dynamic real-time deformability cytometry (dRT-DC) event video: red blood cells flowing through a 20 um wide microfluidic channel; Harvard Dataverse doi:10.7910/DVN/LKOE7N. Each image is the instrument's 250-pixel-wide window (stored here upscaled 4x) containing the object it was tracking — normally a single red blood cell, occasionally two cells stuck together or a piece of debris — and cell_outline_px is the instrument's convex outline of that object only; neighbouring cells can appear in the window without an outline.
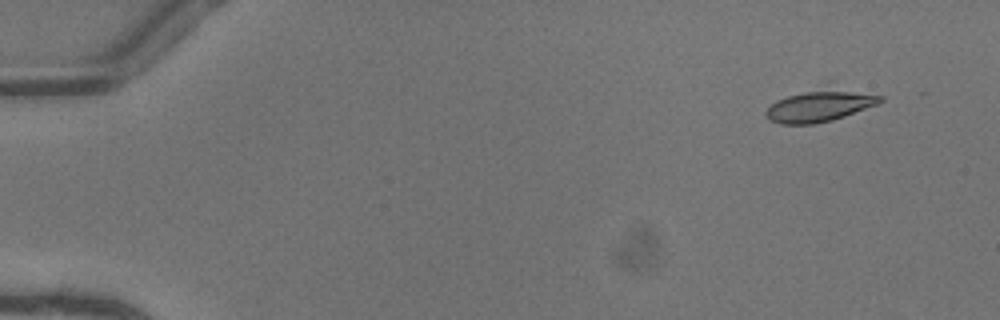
{"species": "common noctule bat (a hibernating species)", "species_latin": "Nyctalus noctula", "temperature_condition": "warm", "stored_images_in_passage": 48, "camera_frame_rate_fps": 3000, "um_per_image_px": 0.085, "animal": {"sex": "female"}, "frame": {"image": 1, "passage_image": 1, "time_ms": 0.0, "image_size_px": [1000, 320], "cell_outline_px": [[884, 100], [876, 104], [844, 116], [832, 120], [812, 124], [780, 124], [768, 120], [764, 116], [764, 112], [776, 100], [828, 80], [884, 96]], "centroid_in_image_um": [69.75, 8.84], "position_along_channel_um": 15.3, "area_um2": 23.24}}
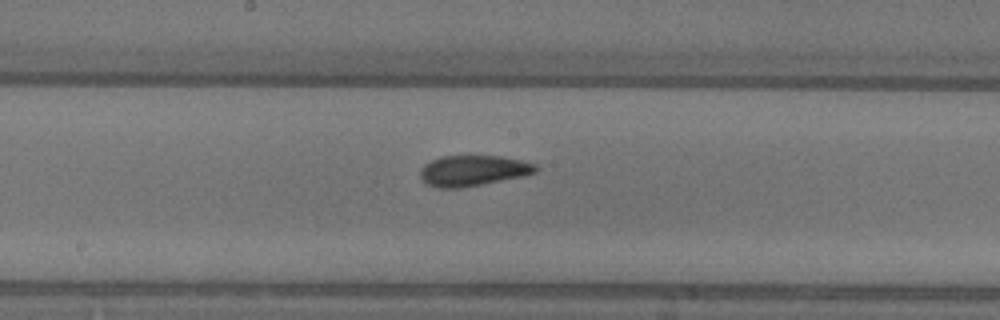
{"frame": {"image": 2, "passage_image": 25, "time_ms": 8.0, "image_size_px": [1000, 320], "cell_outline_px": [[540, 168], [536, 172], [524, 176], [460, 188], [436, 188], [420, 180], [420, 168], [424, 164], [440, 156], [500, 156], [520, 160], [536, 164]], "centroid_in_image_um": [40.19, 14.5], "position_along_channel_um": 208.0, "area_um2": 20.75}}
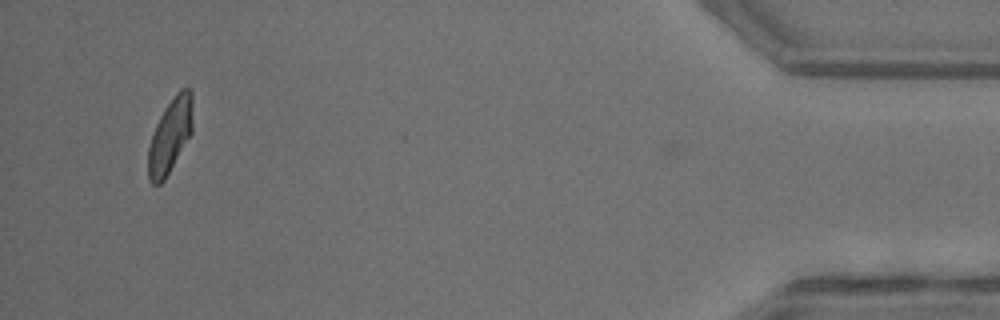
{"frame": {"image": 3, "passage_image": 46, "time_ms": 15.0, "image_size_px": [1000, 320], "cell_outline_px": [[192, 132], [164, 180], [160, 184], [152, 184], [148, 180], [148, 148], [156, 124], [164, 108], [176, 92], [180, 88], [188, 88], [192, 92]], "centroid_in_image_um": [14.45, 11.51], "position_along_channel_um": 420.7, "area_um2": 19.19}, "authors_computed_cell_mechanics": {"area_um2": 20.519, "velocity_mm_per_s": 4.0985, "shape_relaxation_time_tau1_ms": 3.645, "shape_relaxation_time_tau2_ms": 1.6751, "deformation_change_tau1": 0.1636, "deformation_change_tau2": 0.0831}}